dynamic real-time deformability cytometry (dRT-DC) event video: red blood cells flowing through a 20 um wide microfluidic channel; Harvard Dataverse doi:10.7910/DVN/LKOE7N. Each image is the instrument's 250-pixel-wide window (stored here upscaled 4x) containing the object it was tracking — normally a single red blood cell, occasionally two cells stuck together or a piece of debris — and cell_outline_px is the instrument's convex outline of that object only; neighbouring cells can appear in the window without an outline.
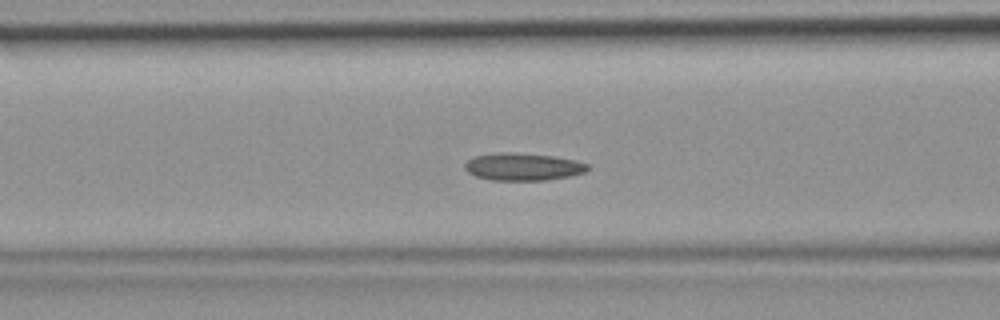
{"species": "common noctule bat (a hibernating species)", "species_latin": "Nyctalus noctula", "temperature_condition": "room temperature", "stored_images_in_passage": 41, "camera_frame_rate_fps": 3000, "um_per_image_px": 0.085, "animal": {"sex": "female", "body_mass_g": 19.9}, "frame": {"image": 1, "passage_image": 13, "time_ms": 4.0, "image_size_px": [1000, 320], "cell_outline_px": [[592, 168], [584, 172], [568, 176], [544, 180], [492, 180], [476, 176], [468, 172], [464, 168], [464, 164], [468, 160], [476, 156], [496, 152], [512, 152], [552, 156], [576, 160], [588, 164]], "centroid_in_image_um": [44.45, 14.17], "position_along_channel_um": 122.1, "area_um2": 19.59}}
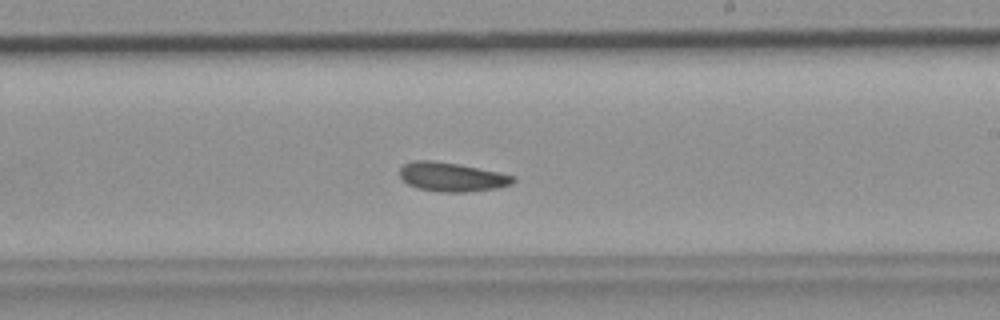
{"frame": {"image": 2, "passage_image": 22, "time_ms": 7.0, "image_size_px": [1000, 320], "cell_outline_px": [[516, 180], [512, 184], [496, 188], [464, 192], [440, 192], [420, 188], [408, 184], [400, 176], [400, 168], [404, 164], [412, 160], [432, 160], [460, 164], [500, 172], [516, 176]], "centroid_in_image_um": [38.43, 15.03], "position_along_channel_um": 250.6, "area_um2": 19.25}}
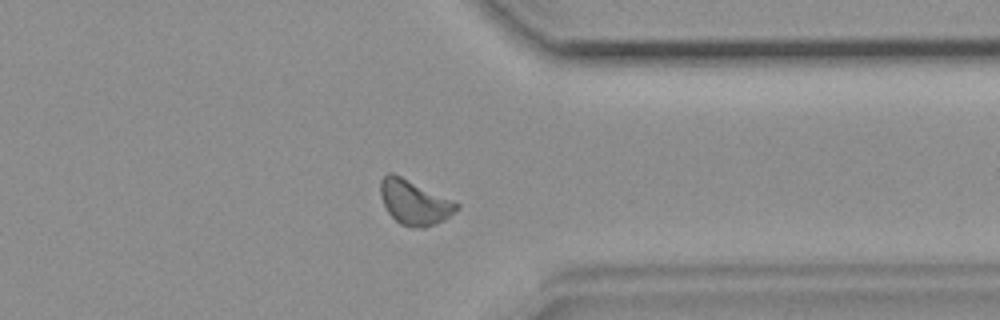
{"frame": {"image": 3, "passage_image": 31, "time_ms": 10.0, "image_size_px": [1000, 320], "cell_outline_px": [[460, 208], [444, 220], [436, 224], [424, 228], [412, 228], [400, 224], [388, 212], [380, 196], [380, 180], [388, 172], [392, 172], [452, 200], [460, 204]], "centroid_in_image_um": [35.22, 17.21], "position_along_channel_um": 376.2, "area_um2": 19.77}}